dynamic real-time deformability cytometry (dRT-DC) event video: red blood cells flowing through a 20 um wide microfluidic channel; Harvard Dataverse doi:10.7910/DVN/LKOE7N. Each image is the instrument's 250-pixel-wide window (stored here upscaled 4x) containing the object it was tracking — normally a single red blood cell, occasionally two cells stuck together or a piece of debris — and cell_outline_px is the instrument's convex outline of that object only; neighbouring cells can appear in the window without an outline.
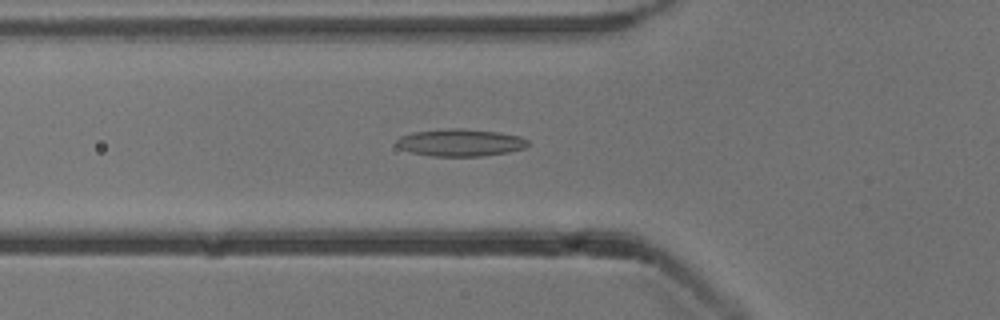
{"species": "common noctule bat (a hibernating species)", "species_latin": "Nyctalus noctula", "temperature_condition": "cold", "stored_images_in_passage": 53, "camera_frame_rate_fps": 3000, "um_per_image_px": 0.085, "animal": {"sex": "male", "body_mass_g": 13.3}, "frame": {"image": 1, "passage_image": 18, "time_ms": 5.667, "image_size_px": [1000, 320], "cell_outline_px": [[528, 144], [524, 148], [508, 152], [484, 156], [432, 156], [412, 152], [400, 148], [396, 144], [396, 140], [400, 136], [412, 132], [448, 128], [464, 128], [500, 132], [520, 136], [528, 140]], "centroid_in_image_um": [39.13, 12.11], "position_along_channel_um": 86.7, "area_um2": 20.98}}
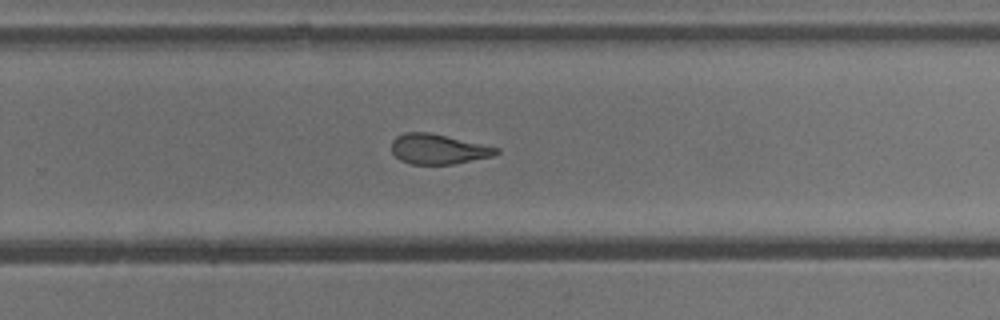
{"frame": {"image": 2, "passage_image": 34, "time_ms": 11.0, "image_size_px": [1000, 320], "cell_outline_px": [[500, 152], [492, 156], [452, 164], [412, 164], [400, 160], [392, 152], [392, 140], [396, 136], [404, 132], [428, 132], [500, 148]], "centroid_in_image_um": [37.22, 12.67], "position_along_channel_um": 292.6, "area_um2": 18.15}}
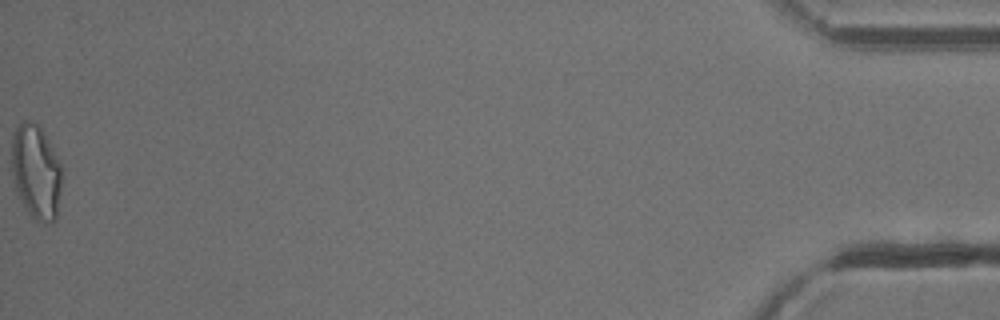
{"frame": {"image": 3, "passage_image": 53, "time_ms": 17.333, "image_size_px": [1000, 320], "cell_outline_px": [[64, 168], [56, 220], [48, 224], [44, 224], [36, 220], [24, 208], [16, 192], [12, 176], [12, 136], [20, 120], [28, 120], [36, 124], [40, 128]], "centroid_in_image_um": [3.08, 14.64], "position_along_channel_um": 432.1, "area_um2": 28.09}, "authors_computed_cell_mechanics": {"area_um2": 19.8832, "velocity_mm_per_s": 3.8557, "shape_relaxation_time_tau1_ms": null, "shape_relaxation_time_tau2_ms": 3.5585, "deformation_change_tau1": null, "deformation_change_tau2": 0.1295}}